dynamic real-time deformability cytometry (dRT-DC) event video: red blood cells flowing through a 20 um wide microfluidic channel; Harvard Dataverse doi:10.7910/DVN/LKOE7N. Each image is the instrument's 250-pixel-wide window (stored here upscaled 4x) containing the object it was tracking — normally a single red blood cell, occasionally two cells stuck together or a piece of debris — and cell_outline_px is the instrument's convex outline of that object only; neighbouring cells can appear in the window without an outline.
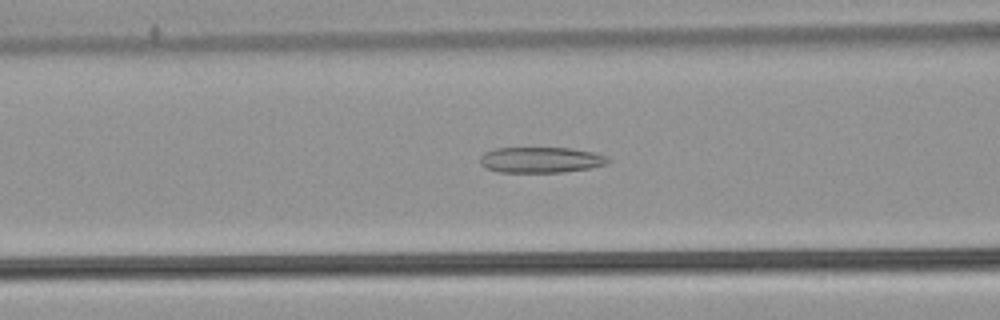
{"species": "common noctule bat (a hibernating species)", "species_latin": "Nyctalus noctula", "temperature_condition": "warm", "stored_images_in_passage": 48, "camera_frame_rate_fps": 3000, "um_per_image_px": 0.085, "animal": {"sex": "male", "body_mass_g": 21.5, "forearm_length_mm": 52.0}, "frame": {"image": 1, "passage_image": 17, "time_ms": 5.333, "image_size_px": [1000, 320], "cell_outline_px": [[612, 160], [608, 164], [592, 168], [564, 172], [500, 172], [484, 168], [480, 164], [480, 156], [484, 152], [496, 148], [572, 148], [592, 152], [608, 156]], "centroid_in_image_um": [46.0, 13.59], "position_along_channel_um": 120.6, "area_um2": 19.48}}
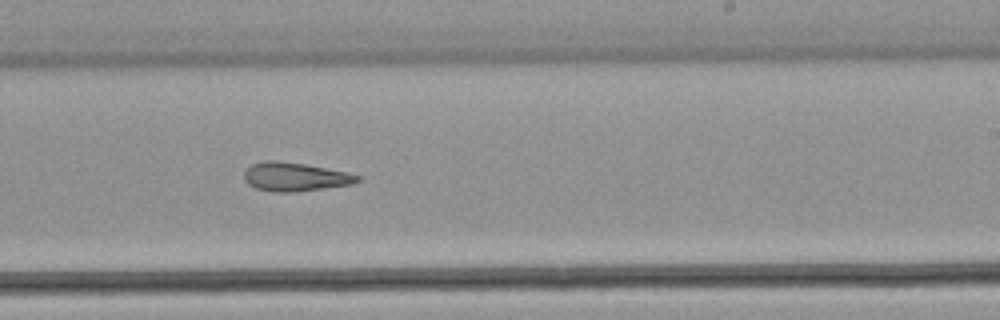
{"frame": {"image": 2, "passage_image": 28, "time_ms": 9.0, "image_size_px": [1000, 320], "cell_outline_px": [[360, 180], [352, 184], [324, 188], [292, 192], [276, 192], [256, 188], [248, 184], [244, 180], [244, 172], [252, 164], [264, 160], [276, 160], [304, 164], [348, 172], [360, 176]], "centroid_in_image_um": [25.06, 15.02], "position_along_channel_um": 263.9, "area_um2": 18.84}}
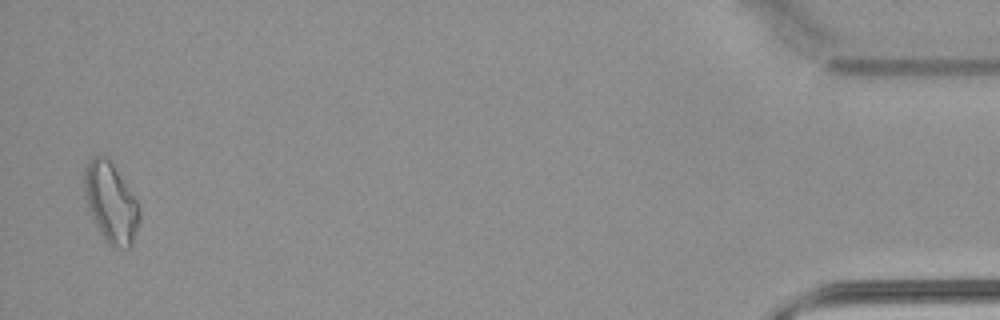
{"frame": {"image": 3, "passage_image": 47, "time_ms": 15.333, "image_size_px": [1000, 320], "cell_outline_px": [[140, 220], [132, 244], [128, 248], [112, 248], [104, 240], [88, 208], [84, 196], [84, 172], [88, 160], [92, 156], [100, 152], [108, 156], [136, 200], [140, 212]], "centroid_in_image_um": [9.4, 17.19], "position_along_channel_um": 425.8, "area_um2": 25.89}, "authors_computed_cell_mechanics": {"area_um2": 20.2011, "velocity_mm_per_s": 3.9205, "shape_relaxation_time_tau1_ms": null, "shape_relaxation_time_tau2_ms": 10.4976, "deformation_change_tau1": null, "deformation_change_tau2": 0.2713}}